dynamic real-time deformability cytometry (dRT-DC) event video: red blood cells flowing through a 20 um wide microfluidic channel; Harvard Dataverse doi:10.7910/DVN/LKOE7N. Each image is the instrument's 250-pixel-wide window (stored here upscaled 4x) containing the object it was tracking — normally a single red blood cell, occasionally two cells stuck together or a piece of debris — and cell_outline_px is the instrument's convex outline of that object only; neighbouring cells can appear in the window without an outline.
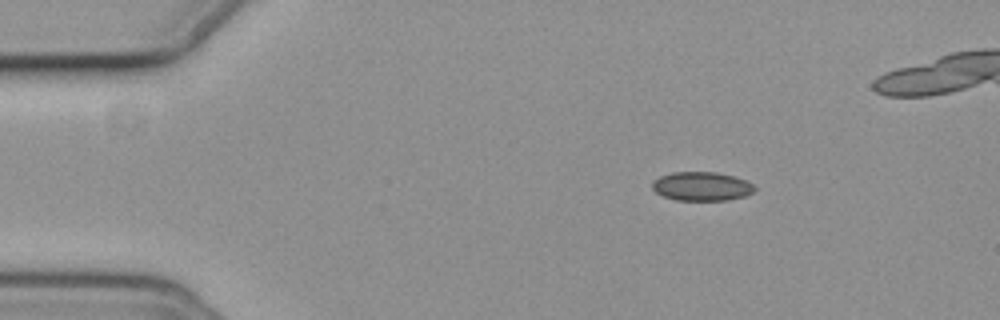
{"species": "common noctule bat (a hibernating species)", "species_latin": "Nyctalus noctula", "temperature_condition": "cold", "stored_images_in_passage": 43, "camera_frame_rate_fps": 3000, "um_per_image_px": 0.085, "animal": {"sex": "female", "body_mass_g": 19.3, "forearm_length_mm": 54.1}, "frame": {"image": 1, "passage_image": 1, "time_ms": 0.0, "image_size_px": [1000, 320], "cell_outline_px": [[756, 188], [752, 192], [744, 196], [728, 200], [676, 200], [664, 196], [656, 192], [652, 188], [652, 180], [660, 176], [672, 172], [716, 172], [736, 176], [752, 184]], "centroid_in_image_um": [59.62, 15.83], "position_along_channel_um": 25.4, "area_um2": 17.22}}
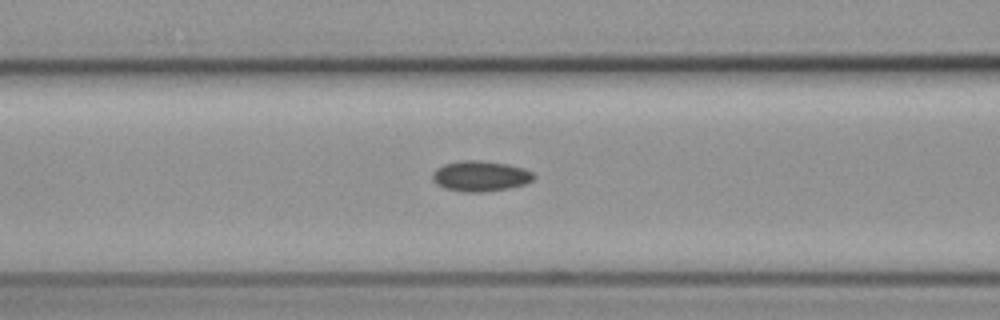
{"frame": {"image": 2, "passage_image": 15, "time_ms": 4.667, "image_size_px": [1000, 320], "cell_outline_px": [[536, 176], [532, 180], [524, 184], [508, 188], [480, 192], [464, 192], [444, 188], [436, 184], [432, 180], [432, 172], [436, 168], [444, 164], [464, 160], [480, 160], [508, 164], [524, 168], [532, 172]], "centroid_in_image_um": [40.81, 14.96], "position_along_channel_um": 125.8, "area_um2": 18.03}}
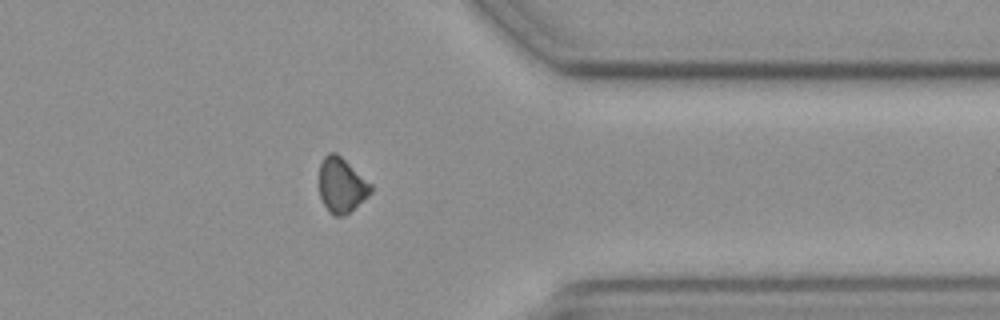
{"frame": {"image": 3, "passage_image": 37, "time_ms": 12.0, "image_size_px": [1000, 320], "cell_outline_px": [[372, 192], [368, 196], [344, 216], [332, 216], [328, 212], [320, 196], [320, 164], [324, 156], [328, 152], [336, 152], [372, 184]], "centroid_in_image_um": [29.03, 15.75], "position_along_channel_um": 382.4, "area_um2": 16.47}}